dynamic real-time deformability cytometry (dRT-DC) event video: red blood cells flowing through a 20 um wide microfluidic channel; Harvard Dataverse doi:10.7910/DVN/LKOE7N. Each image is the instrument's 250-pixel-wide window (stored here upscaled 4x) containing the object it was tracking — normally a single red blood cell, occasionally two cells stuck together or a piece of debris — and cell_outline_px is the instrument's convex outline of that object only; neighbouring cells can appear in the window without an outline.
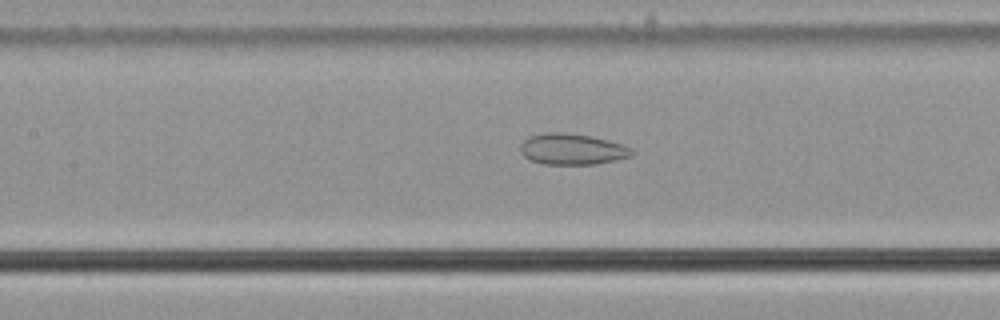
{"species": "common noctule bat (a hibernating species)", "species_latin": "Nyctalus noctula", "temperature_condition": "cold", "stored_images_in_passage": 46, "camera_frame_rate_fps": 3000, "um_per_image_px": 0.085, "animal": {"sex": "male", "body_mass_g": 21.5, "forearm_length_mm": 52.0}, "frame": {"image": 1, "passage_image": 16, "time_ms": 5.0, "image_size_px": [1000, 320], "cell_outline_px": [[632, 156], [596, 164], [544, 164], [532, 160], [524, 156], [520, 152], [520, 144], [528, 136], [544, 132], [564, 132], [588, 136], [608, 140], [624, 144], [632, 148]], "centroid_in_image_um": [48.61, 12.67], "position_along_channel_um": 158.8, "area_um2": 20.17}}
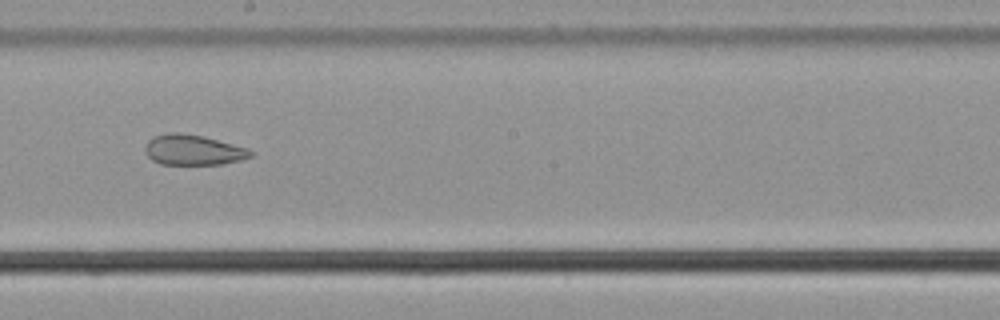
{"frame": {"image": 2, "passage_image": 22, "time_ms": 7.0, "image_size_px": [1000, 320], "cell_outline_px": [[252, 156], [240, 160], [224, 164], [160, 164], [152, 160], [144, 152], [144, 148], [148, 140], [152, 136], [168, 132], [176, 132], [204, 136], [248, 148], [252, 152]], "centroid_in_image_um": [16.39, 12.74], "position_along_channel_um": 231.8, "area_um2": 18.79}}
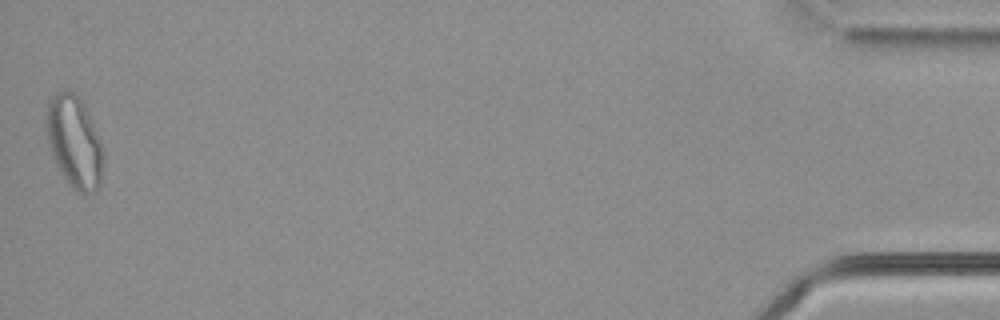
{"frame": {"image": 3, "passage_image": 46, "time_ms": 15.0, "image_size_px": [1000, 320], "cell_outline_px": [[104, 160], [100, 188], [96, 192], [84, 196], [76, 192], [68, 184], [56, 164], [52, 156], [44, 124], [44, 112], [48, 100], [56, 92], [72, 92], [80, 96], [84, 104], [100, 140], [104, 152]], "centroid_in_image_um": [6.31, 12.1], "position_along_channel_um": 428.9, "area_um2": 31.33}, "authors_computed_cell_mechanics": {"area_um2": 23.698, "velocity_mm_per_s": 3.6573, "shape_relaxation_time_tau1_ms": null, "shape_relaxation_time_tau2_ms": 2.9761, "deformation_change_tau1": null, "deformation_change_tau2": 0.1039}}